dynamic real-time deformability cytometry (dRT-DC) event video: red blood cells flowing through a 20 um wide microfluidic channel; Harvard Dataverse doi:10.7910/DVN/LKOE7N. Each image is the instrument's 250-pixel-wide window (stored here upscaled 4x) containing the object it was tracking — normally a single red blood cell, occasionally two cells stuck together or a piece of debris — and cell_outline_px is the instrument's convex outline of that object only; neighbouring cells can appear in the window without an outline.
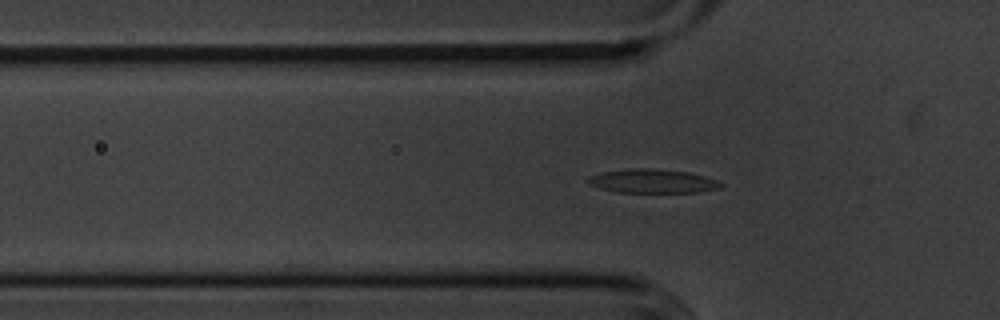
{"species": "common noctule bat (a hibernating species)", "species_latin": "Nyctalus noctula", "temperature_condition": "cold", "stored_images_in_passage": 46, "camera_frame_rate_fps": 3000, "um_per_image_px": 0.085, "animal": {"sex": "male", "body_mass_g": 20.1, "forearm_length_mm": 53.5}, "frame": {"image": 1, "passage_image": 16, "time_ms": 5.0, "image_size_px": [1000, 320], "cell_outline_px": [[724, 184], [720, 188], [700, 192], [616, 192], [600, 188], [588, 184], [584, 180], [588, 176], [600, 172], [628, 168], [656, 168], [688, 172], [704, 176], [716, 180]], "centroid_in_image_um": [55.41, 15.38], "position_along_channel_um": 70.4, "area_um2": 18.73}}
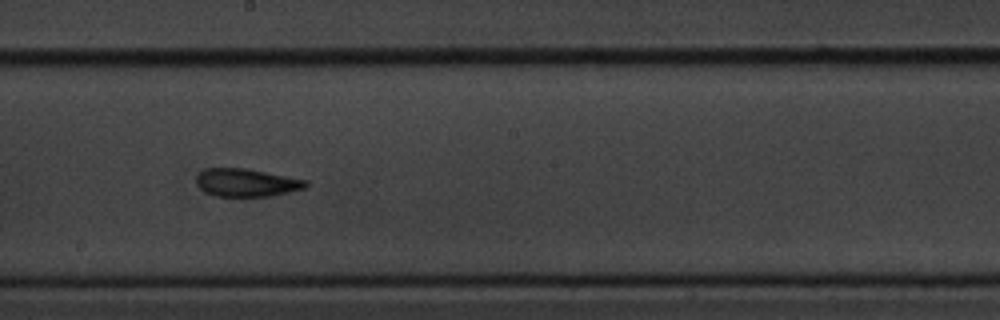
{"frame": {"image": 2, "passage_image": 29, "time_ms": 9.333, "image_size_px": [1000, 320], "cell_outline_px": [[308, 184], [304, 188], [272, 196], [216, 196], [204, 192], [196, 184], [196, 176], [204, 168], [244, 168], [308, 180]], "centroid_in_image_um": [20.92, 15.52], "position_along_channel_um": 227.3, "area_um2": 17.8}}
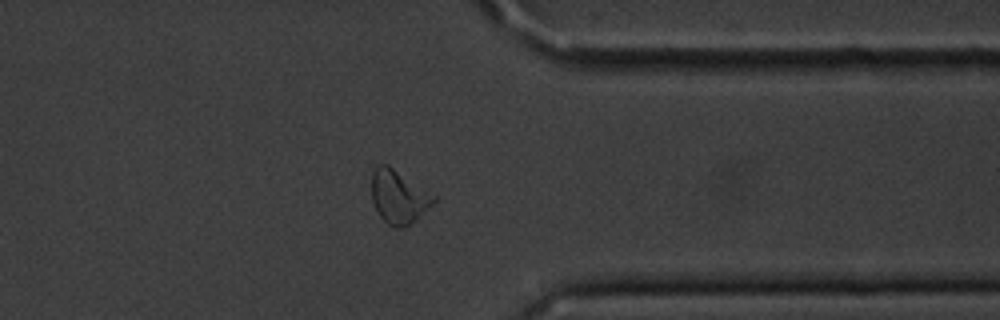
{"frame": {"image": 3, "passage_image": 42, "time_ms": 13.667, "image_size_px": [1000, 320], "cell_outline_px": [[436, 200], [432, 204], [404, 228], [396, 228], [388, 224], [380, 216], [372, 200], [372, 172], [376, 164], [388, 164], [436, 196]], "centroid_in_image_um": [33.85, 16.7], "position_along_channel_um": 377.5, "area_um2": 19.02}, "authors_computed_cell_mechanics": {"area_um2": 18.0047, "velocity_mm_per_s": 3.6033, "shape_relaxation_time_tau1_ms": 7.5451, "shape_relaxation_time_tau2_ms": 3.3008, "deformation_change_tau1": 0.1787, "deformation_change_tau2": 0.1113}}